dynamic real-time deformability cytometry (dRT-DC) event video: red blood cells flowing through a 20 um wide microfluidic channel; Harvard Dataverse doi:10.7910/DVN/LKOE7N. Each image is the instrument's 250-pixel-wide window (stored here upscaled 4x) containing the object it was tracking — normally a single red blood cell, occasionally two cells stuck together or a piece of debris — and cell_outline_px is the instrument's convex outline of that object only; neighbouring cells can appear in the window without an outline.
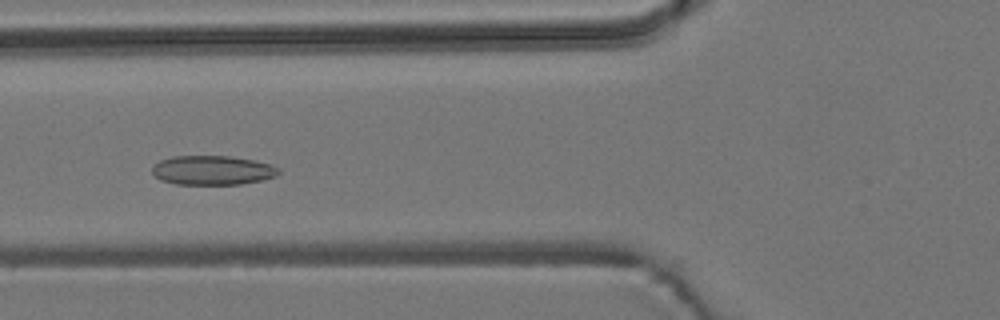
{"species": "common noctule bat (a hibernating species)", "species_latin": "Nyctalus noctula", "temperature_condition": "room temperature", "stored_images_in_passage": 45, "camera_frame_rate_fps": 3000, "um_per_image_px": 0.085, "animal": {"sex": "male", "body_mass_g": 19.2, "forearm_length_mm": 51.8}, "frame": {"image": 1, "passage_image": 10, "time_ms": 3.0, "image_size_px": [1000, 320], "cell_outline_px": [[280, 172], [276, 176], [260, 180], [240, 184], [176, 184], [160, 180], [152, 172], [152, 164], [160, 160], [172, 156], [228, 156], [256, 160], [272, 164], [280, 168]], "centroid_in_image_um": [18.06, 14.46], "position_along_channel_um": 107.7, "area_um2": 21.73}}
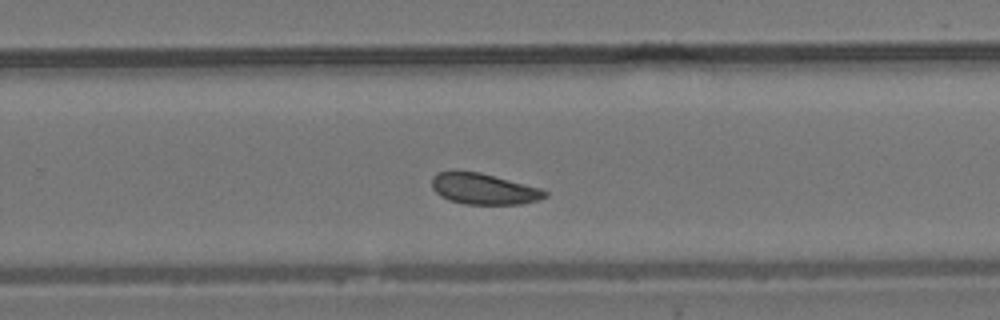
{"frame": {"image": 2, "passage_image": 25, "time_ms": 8.0, "image_size_px": [1000, 320], "cell_outline_px": [[548, 196], [540, 200], [520, 204], [464, 204], [448, 200], [440, 196], [432, 188], [432, 176], [436, 172], [452, 168], [456, 168], [480, 172], [544, 188], [548, 192]], "centroid_in_image_um": [41.1, 16.01], "position_along_channel_um": 288.7, "area_um2": 21.33}}
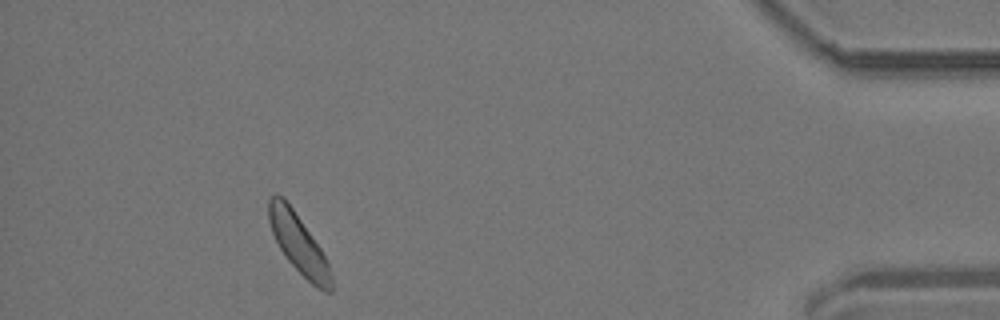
{"frame": {"image": 3, "passage_image": 40, "time_ms": 13.0, "image_size_px": [1000, 320], "cell_outline_px": [[332, 292], [324, 292], [316, 288], [288, 260], [280, 248], [272, 232], [268, 220], [268, 200], [272, 196], [284, 196], [320, 248], [328, 264], [332, 276]], "centroid_in_image_um": [25.38, 20.73], "position_along_channel_um": 409.8, "area_um2": 21.1}}